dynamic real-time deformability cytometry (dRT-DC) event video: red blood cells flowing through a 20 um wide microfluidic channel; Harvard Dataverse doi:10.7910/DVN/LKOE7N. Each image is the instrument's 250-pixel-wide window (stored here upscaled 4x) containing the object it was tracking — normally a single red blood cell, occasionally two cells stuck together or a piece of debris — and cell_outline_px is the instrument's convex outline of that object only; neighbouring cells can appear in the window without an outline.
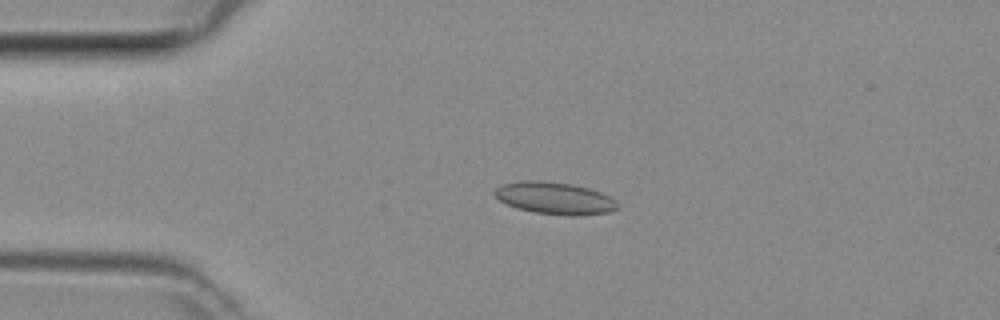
{"species": "common noctule bat (a hibernating species)", "species_latin": "Nyctalus noctula", "temperature_condition": "room temperature", "stored_images_in_passage": 43, "camera_frame_rate_fps": 3000, "um_per_image_px": 0.085, "animal": {"sex": "female", "body_mass_g": 29.2, "forearm_length_mm": 56.3}, "frame": {"image": 1, "passage_image": 6, "time_ms": 1.667, "image_size_px": [1000, 320], "cell_outline_px": [[620, 204], [616, 208], [608, 212], [576, 216], [568, 216], [536, 212], [516, 208], [492, 196], [492, 192], [500, 184], [524, 180], [540, 180], [568, 184], [588, 188], [600, 192], [616, 200]], "centroid_in_image_um": [47.11, 16.84], "position_along_channel_um": 37.9, "area_um2": 23.0}}
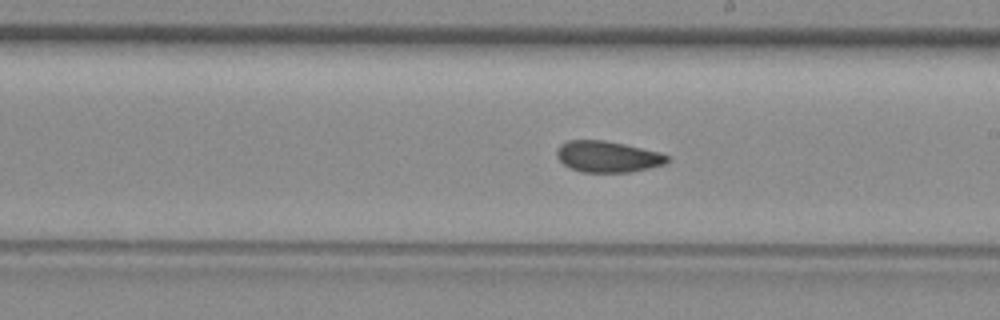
{"frame": {"image": 2, "passage_image": 22, "time_ms": 7.0, "image_size_px": [1000, 320], "cell_outline_px": [[668, 160], [664, 164], [632, 172], [580, 172], [564, 164], [556, 156], [556, 152], [560, 144], [568, 140], [604, 140], [624, 144], [660, 152], [668, 156]], "centroid_in_image_um": [51.63, 13.31], "position_along_channel_um": 237.4, "area_um2": 20.0}}
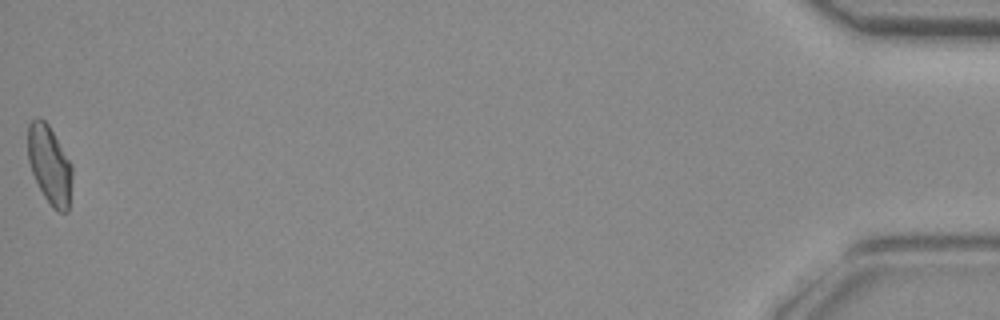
{"frame": {"image": 3, "passage_image": 43, "time_ms": 14.0, "image_size_px": [1000, 320], "cell_outline_px": [[72, 176], [68, 212], [60, 212], [52, 208], [44, 196], [32, 172], [28, 160], [28, 124], [36, 116], [40, 116], [48, 124], [72, 164]], "centroid_in_image_um": [4.21, 13.99], "position_along_channel_um": 431.0, "area_um2": 20.23}}